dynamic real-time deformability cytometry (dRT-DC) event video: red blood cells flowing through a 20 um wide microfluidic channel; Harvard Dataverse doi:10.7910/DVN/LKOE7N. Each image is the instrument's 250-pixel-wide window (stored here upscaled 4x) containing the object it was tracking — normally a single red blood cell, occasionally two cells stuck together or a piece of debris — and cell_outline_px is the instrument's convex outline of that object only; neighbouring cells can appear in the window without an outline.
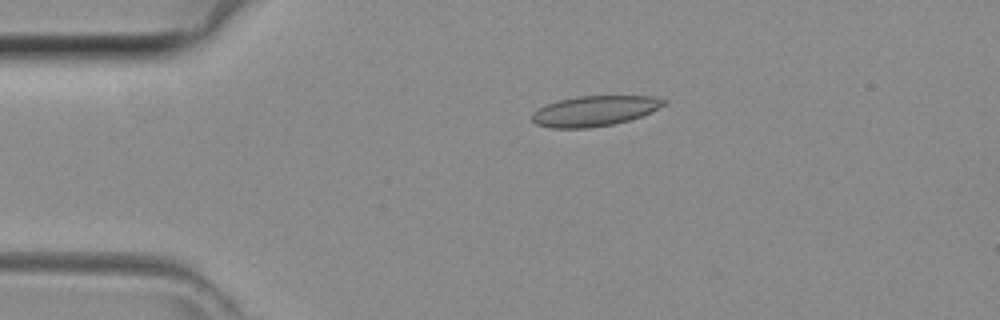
{"species": "common noctule bat (a hibernating species)", "species_latin": "Nyctalus noctula", "temperature_condition": "room temperature", "stored_images_in_passage": 36, "camera_frame_rate_fps": 3000, "um_per_image_px": 0.085, "animal": {"sex": "female", "body_mass_g": 29.2, "forearm_length_mm": 56.3}, "frame": {"image": 1, "passage_image": 1, "time_ms": 0.0, "image_size_px": [1000, 320], "cell_outline_px": [[668, 100], [664, 104], [640, 116], [628, 120], [612, 124], [588, 128], [552, 128], [536, 124], [532, 120], [532, 112], [548, 104], [560, 100], [576, 96], [656, 96]], "centroid_in_image_um": [50.51, 9.42], "position_along_channel_um": 34.5, "area_um2": 22.95}}
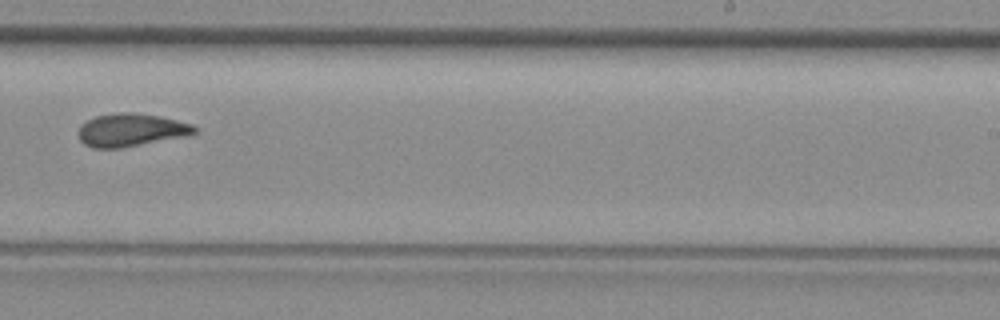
{"frame": {"image": 2, "passage_image": 19, "time_ms": 6.0, "image_size_px": [1000, 320], "cell_outline_px": [[196, 132], [120, 148], [92, 148], [84, 144], [80, 140], [76, 132], [88, 120], [96, 116], [116, 112], [136, 112], [160, 116], [192, 124], [196, 128]], "centroid_in_image_um": [11.04, 11.03], "position_along_channel_um": 278.0, "area_um2": 21.73}}
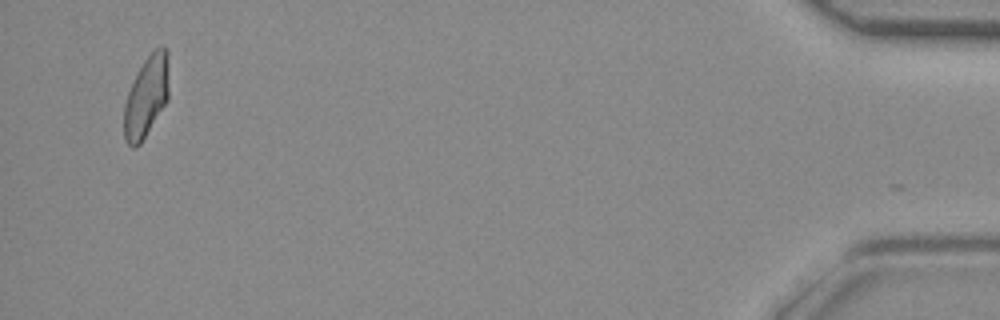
{"frame": {"image": 3, "passage_image": 34, "time_ms": 11.0, "image_size_px": [1000, 320], "cell_outline_px": [[168, 100], [140, 144], [136, 148], [132, 148], [124, 140], [124, 104], [128, 92], [144, 60], [156, 48], [168, 48]], "centroid_in_image_um": [12.44, 8.25], "position_along_channel_um": 422.8, "area_um2": 21.04}}